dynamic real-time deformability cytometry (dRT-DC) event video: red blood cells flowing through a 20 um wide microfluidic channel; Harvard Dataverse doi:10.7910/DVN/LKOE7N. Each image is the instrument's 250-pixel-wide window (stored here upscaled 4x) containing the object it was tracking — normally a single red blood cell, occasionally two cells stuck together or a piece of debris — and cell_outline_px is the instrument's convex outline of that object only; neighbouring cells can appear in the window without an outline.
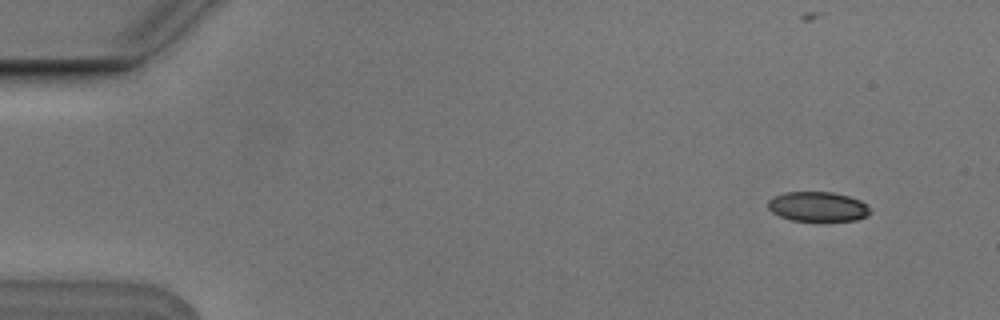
{"species": "Egyptian fruit bat (a non-hibernating species)", "species_latin": "Rousettus aegyptiacus", "temperature_condition": "cold", "stored_images_in_passage": 6, "camera_frame_rate_fps": 3000, "um_per_image_px": 0.085, "animal": {"sex": "male"}, "frame": {"image": 1, "passage_image": 1, "time_ms": 0.0, "image_size_px": [1000, 320], "cell_outline_px": [[872, 212], [868, 216], [856, 220], [792, 220], [780, 216], [772, 212], [768, 208], [768, 200], [772, 196], [784, 192], [832, 192], [848, 196], [860, 200], [868, 204]], "centroid_in_image_um": [69.53, 17.55], "position_along_channel_um": 15.5, "area_um2": 17.74}}